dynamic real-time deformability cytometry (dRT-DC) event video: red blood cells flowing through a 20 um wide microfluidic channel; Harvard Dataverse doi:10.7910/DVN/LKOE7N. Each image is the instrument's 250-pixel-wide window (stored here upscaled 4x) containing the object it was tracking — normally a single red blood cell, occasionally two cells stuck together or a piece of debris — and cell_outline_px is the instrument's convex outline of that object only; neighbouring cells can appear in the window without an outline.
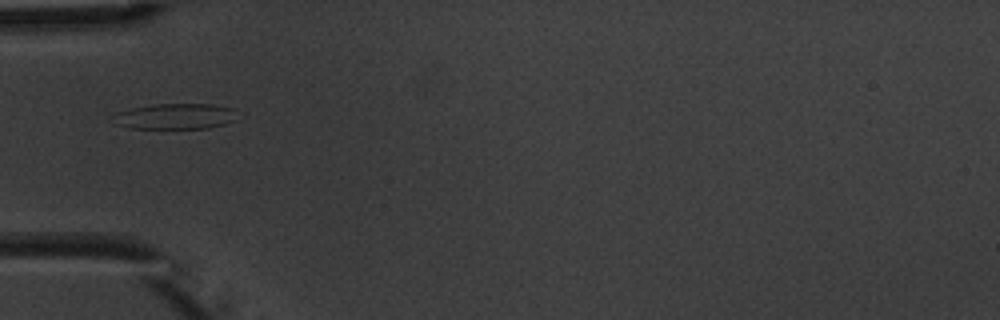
{"species": "common noctule bat (a hibernating species)", "species_latin": "Nyctalus noctula", "temperature_condition": "warm", "stored_images_in_passage": 2, "camera_frame_rate_fps": 3000, "um_per_image_px": 0.085, "animal": {"sex": "male", "body_mass_g": 20.1, "forearm_length_mm": 53.5}, "frame": {"image": 1, "passage_image": 2, "time_ms": 2.0, "image_size_px": [1000, 320], "cell_outline_px": [[244, 116], [236, 120], [224, 124], [208, 128], [128, 128], [116, 124], [116, 112], [132, 108], [152, 104], [212, 104], [232, 108], [244, 112]], "centroid_in_image_um": [15.07, 9.88], "position_along_channel_um": 69.9, "area_um2": 18.9}}